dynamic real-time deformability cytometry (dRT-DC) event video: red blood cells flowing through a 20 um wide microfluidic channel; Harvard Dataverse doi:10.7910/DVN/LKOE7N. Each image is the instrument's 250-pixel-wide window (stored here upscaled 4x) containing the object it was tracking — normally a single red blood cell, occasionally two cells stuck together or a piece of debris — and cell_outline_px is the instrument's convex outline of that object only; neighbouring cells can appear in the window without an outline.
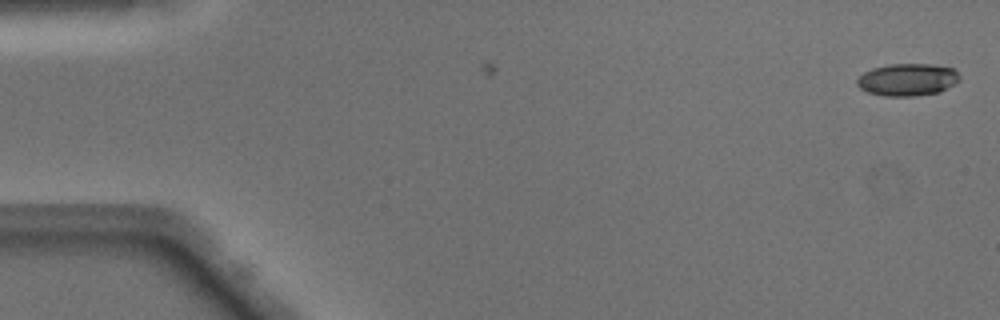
{"species": "Egyptian fruit bat (a non-hibernating species)", "species_latin": "Rousettus aegyptiacus", "temperature_condition": "warm", "stored_images_in_passage": 4, "camera_frame_rate_fps": 3000, "um_per_image_px": 0.085, "animal": {"sex": "male"}, "frame": {"image": 1, "passage_image": 1, "time_ms": 0.0, "image_size_px": [1000, 320], "cell_outline_px": [[960, 80], [940, 92], [916, 96], [884, 96], [868, 92], [860, 88], [856, 84], [856, 80], [864, 72], [872, 68], [888, 64], [932, 64], [952, 68], [960, 76]], "centroid_in_image_um": [77.12, 6.77], "position_along_channel_um": 7.9, "area_um2": 19.36}}